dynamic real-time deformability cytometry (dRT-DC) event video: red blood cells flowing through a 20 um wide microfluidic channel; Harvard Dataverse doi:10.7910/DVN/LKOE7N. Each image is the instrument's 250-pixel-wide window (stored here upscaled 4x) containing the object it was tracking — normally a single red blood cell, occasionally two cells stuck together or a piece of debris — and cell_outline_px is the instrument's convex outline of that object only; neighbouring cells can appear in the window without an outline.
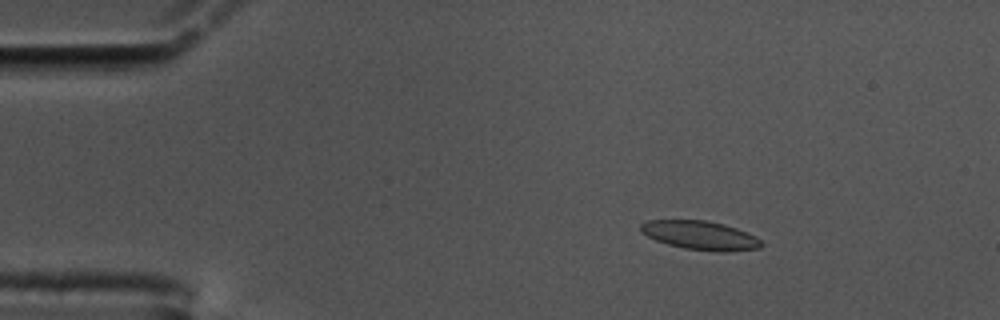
{"species": "common noctule bat (a hibernating species)", "species_latin": "Nyctalus noctula", "temperature_condition": "cold", "stored_images_in_passage": 60, "camera_frame_rate_fps": 3000, "um_per_image_px": 0.085, "animal": {"sex": "male", "body_mass_g": 17.5, "forearm_length_mm": 52.3}, "frame": {"image": 1, "passage_image": 10, "time_ms": 3.0, "image_size_px": [1000, 320], "cell_outline_px": [[764, 244], [760, 248], [720, 252], [716, 252], [684, 248], [668, 244], [656, 240], [640, 232], [640, 224], [648, 220], [708, 220], [724, 224], [736, 228], [756, 236]], "centroid_in_image_um": [59.52, 20.0], "position_along_channel_um": 25.5, "area_um2": 20.29}}
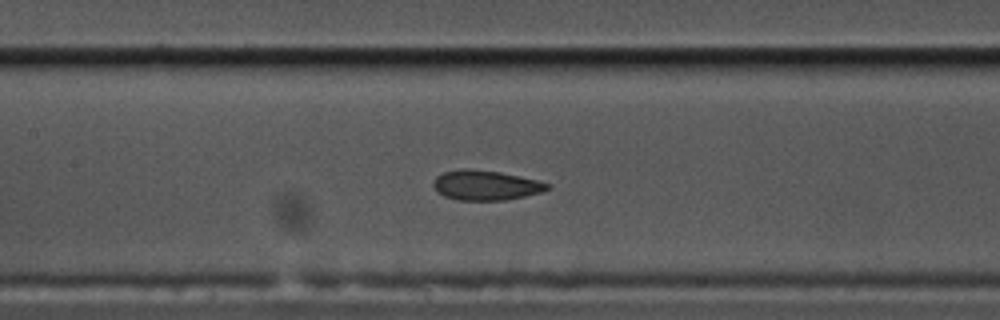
{"frame": {"image": 2, "passage_image": 28, "time_ms": 9.0, "image_size_px": [1000, 320], "cell_outline_px": [[552, 188], [544, 192], [504, 200], [460, 200], [444, 196], [436, 192], [432, 184], [436, 176], [444, 172], [460, 168], [468, 168], [500, 172], [540, 180], [552, 184]], "centroid_in_image_um": [41.32, 15.74], "position_along_channel_um": 166.1, "area_um2": 20.17}}
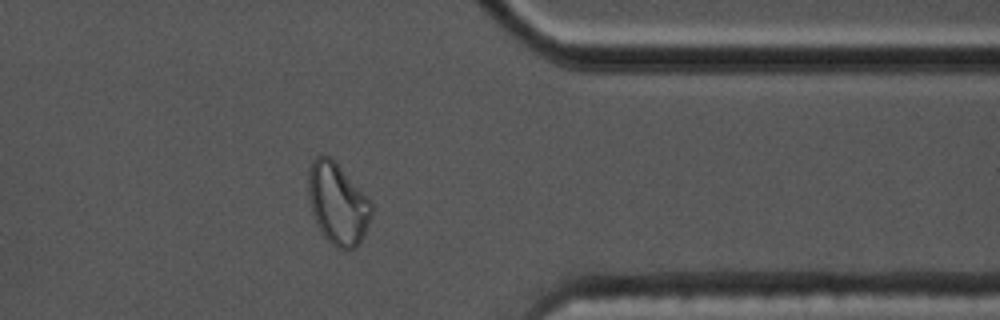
{"frame": {"image": 3, "passage_image": 48, "time_ms": 15.667, "image_size_px": [1000, 320], "cell_outline_px": [[372, 212], [364, 236], [360, 244], [356, 248], [344, 252], [336, 248], [320, 232], [316, 224], [312, 212], [308, 196], [308, 172], [312, 160], [316, 156], [332, 156], [372, 200]], "centroid_in_image_um": [28.72, 17.32], "position_along_channel_um": 382.7, "area_um2": 30.81}, "authors_computed_cell_mechanics": {"area_um2": 20.2878, "velocity_mm_per_s": 3.4163, "shape_relaxation_time_tau1_ms": null, "shape_relaxation_time_tau2_ms": 1.4578, "deformation_change_tau1": null, "deformation_change_tau2": 0.07}}